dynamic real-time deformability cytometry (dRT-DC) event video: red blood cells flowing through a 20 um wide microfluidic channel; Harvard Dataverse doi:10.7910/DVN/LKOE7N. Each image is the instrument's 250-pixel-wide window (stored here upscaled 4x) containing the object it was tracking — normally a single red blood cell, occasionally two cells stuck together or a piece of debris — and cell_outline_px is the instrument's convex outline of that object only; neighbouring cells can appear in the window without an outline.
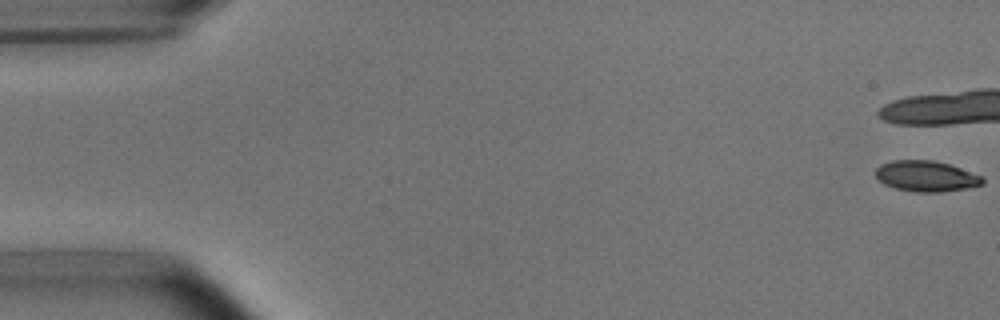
{"species": "common noctule bat (a hibernating species)", "species_latin": "Nyctalus noctula", "temperature_condition": "room temperature", "stored_images_in_passage": 8, "camera_frame_rate_fps": 3000, "um_per_image_px": 0.085, "animal": {"sex": "male", "body_mass_g": 15.6}, "frame": {"image": 1, "passage_image": 1, "time_ms": 0.0, "image_size_px": [1000, 320], "cell_outline_px": [[984, 184], [968, 188], [940, 192], [916, 192], [896, 188], [884, 184], [876, 176], [876, 168], [880, 164], [892, 160], [932, 160], [948, 164], [960, 168], [980, 176], [984, 180]], "centroid_in_image_um": [78.71, 14.97], "position_along_channel_um": 6.3, "area_um2": 19.02}}